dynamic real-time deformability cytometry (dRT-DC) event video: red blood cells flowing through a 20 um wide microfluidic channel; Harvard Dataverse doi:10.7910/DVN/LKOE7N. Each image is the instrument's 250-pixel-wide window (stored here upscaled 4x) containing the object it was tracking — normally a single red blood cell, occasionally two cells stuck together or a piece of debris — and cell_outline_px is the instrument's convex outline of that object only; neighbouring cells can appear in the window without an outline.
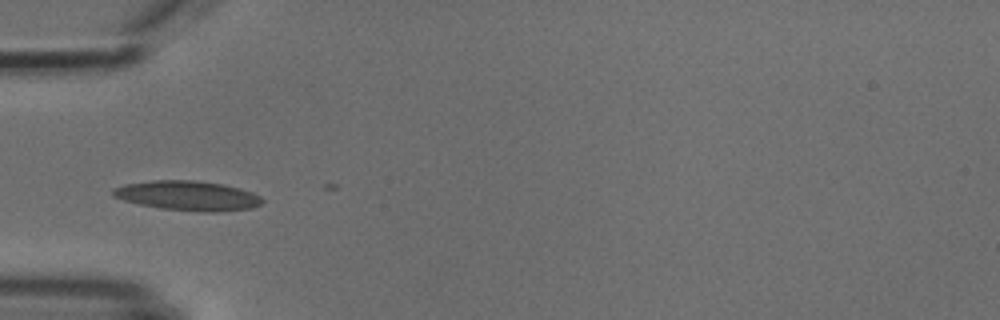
{"species": "common noctule bat (a hibernating species)", "species_latin": "Nyctalus noctula", "temperature_condition": "cold", "stored_images_in_passage": 11, "camera_frame_rate_fps": 3000, "um_per_image_px": 0.085, "animal": {"sex": "male", "body_mass_g": 18.8}, "frame": {"image": 1, "passage_image": 5, "time_ms": 5.667, "image_size_px": [1000, 320], "cell_outline_px": [[264, 200], [260, 204], [252, 208], [216, 212], [200, 212], [160, 208], [140, 204], [124, 200], [112, 196], [112, 188], [128, 184], [152, 180], [196, 180], [224, 184], [240, 188], [252, 192], [260, 196]], "centroid_in_image_um": [15.98, 16.63], "position_along_channel_um": 69.0, "area_um2": 25.84}}
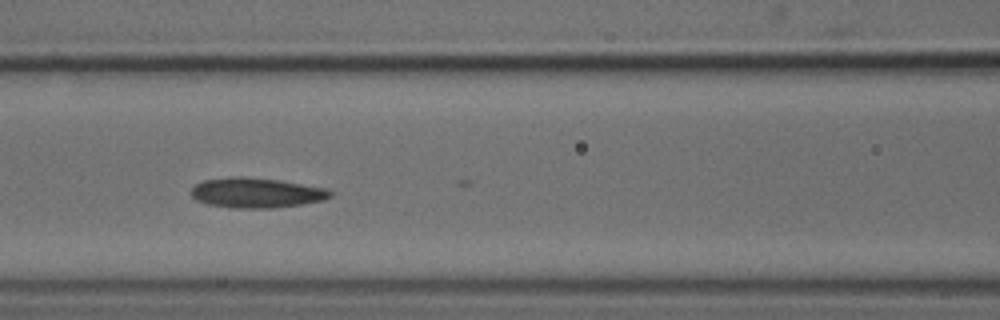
{"frame": {"image": 2, "passage_image": 7, "time_ms": 7.667, "image_size_px": [1000, 320], "cell_outline_px": [[332, 196], [324, 200], [300, 204], [272, 208], [236, 208], [208, 204], [196, 200], [192, 196], [192, 188], [196, 184], [204, 180], [232, 176], [244, 176], [280, 180], [328, 188], [332, 192]], "centroid_in_image_um": [21.81, 16.37], "position_along_channel_um": 144.8, "area_um2": 24.39}}
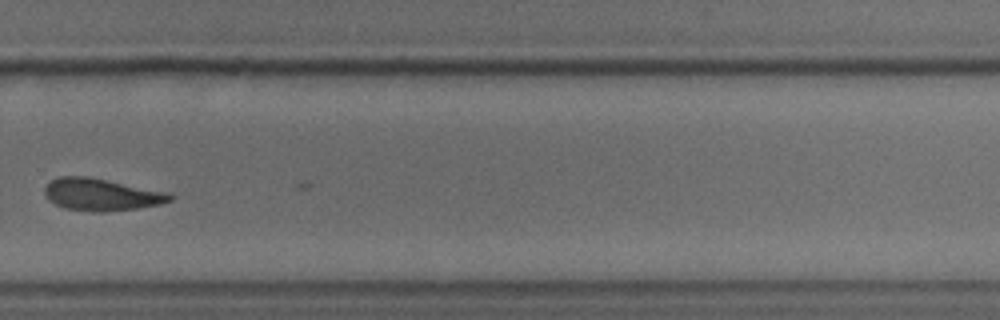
{"frame": {"image": 3, "passage_image": 11, "time_ms": 12.333, "image_size_px": [1000, 320], "cell_outline_px": [[172, 200], [160, 204], [136, 208], [104, 212], [92, 212], [64, 208], [48, 200], [44, 192], [44, 188], [52, 180], [60, 176], [88, 176], [172, 192]], "centroid_in_image_um": [8.64, 16.53], "position_along_channel_um": 321.2, "area_um2": 23.7}}